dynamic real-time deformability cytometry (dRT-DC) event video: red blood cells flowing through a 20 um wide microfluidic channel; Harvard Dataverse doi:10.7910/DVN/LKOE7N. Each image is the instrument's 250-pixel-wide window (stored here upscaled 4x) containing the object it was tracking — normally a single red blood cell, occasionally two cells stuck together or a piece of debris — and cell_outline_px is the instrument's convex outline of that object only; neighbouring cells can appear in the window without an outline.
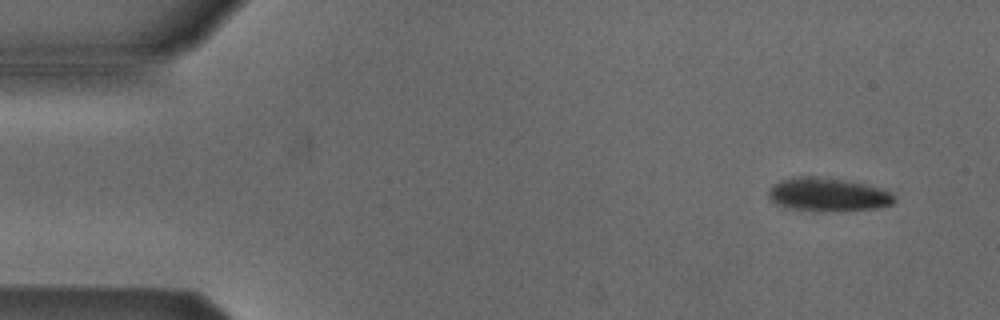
{"species": "Egyptian fruit bat (a non-hibernating species)", "species_latin": "Rousettus aegyptiacus", "temperature_condition": "cold", "stored_images_in_passage": 4, "camera_frame_rate_fps": 3000, "um_per_image_px": 0.085, "animal": {"sex": "male"}, "frame": {"image": 1, "passage_image": 1, "time_ms": 0.0, "image_size_px": [1000, 320], "cell_outline_px": [[896, 200], [892, 204], [876, 208], [796, 208], [776, 204], [768, 196], [768, 188], [772, 184], [780, 180], [792, 176], [820, 176], [844, 180], [888, 188], [896, 196]], "centroid_in_image_um": [70.41, 16.45], "position_along_channel_um": 14.6, "area_um2": 23.81}}
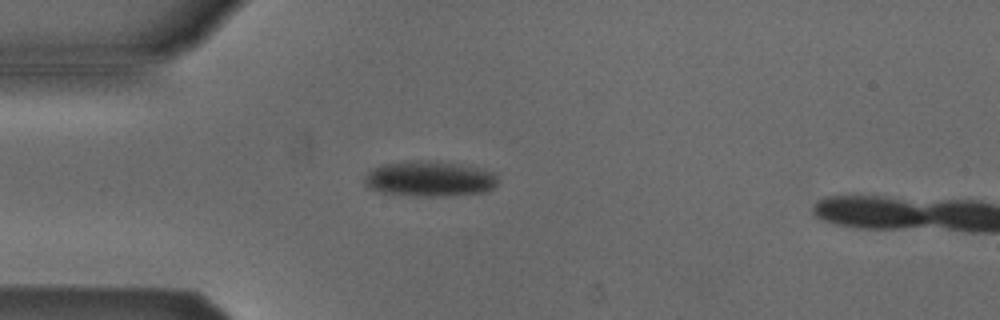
{"frame": {"image": 2, "passage_image": 3, "time_ms": 3.333, "image_size_px": [1000, 320], "cell_outline_px": [[496, 184], [492, 188], [484, 192], [448, 196], [416, 196], [380, 192], [368, 188], [364, 184], [364, 176], [372, 168], [380, 164], [404, 160], [428, 160], [460, 164], [480, 168], [496, 172]], "centroid_in_image_um": [36.46, 15.18], "position_along_channel_um": 48.5, "area_um2": 27.98}}